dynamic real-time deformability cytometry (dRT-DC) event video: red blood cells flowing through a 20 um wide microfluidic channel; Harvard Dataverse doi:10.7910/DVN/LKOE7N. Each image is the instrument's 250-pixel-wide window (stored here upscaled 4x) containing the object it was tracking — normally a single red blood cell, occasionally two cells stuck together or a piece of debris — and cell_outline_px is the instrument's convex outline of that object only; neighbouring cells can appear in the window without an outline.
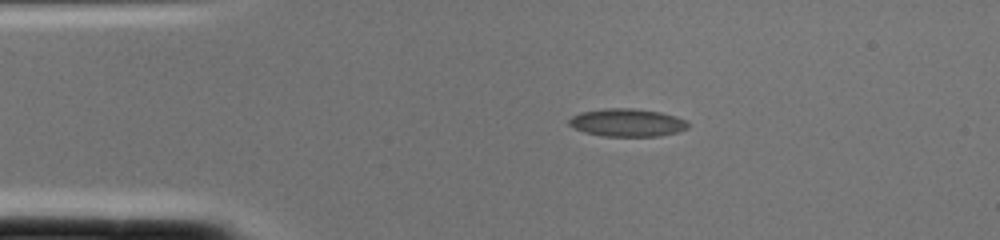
{"species": "common noctule bat (a hibernating species)", "species_latin": "Nyctalus noctula", "temperature_condition": "cold", "stored_images_in_passage": 1, "camera_frame_rate_fps": 3000, "um_per_image_px": 0.085, "animal": {"sex": "female", "body_mass_g": 22.0, "forearm_length_mm": 56.7}, "frame": {"image": 1, "passage_image": 1, "time_ms": 0.0, "image_size_px": [1000, 240], "cell_outline_px": [[688, 128], [680, 132], [660, 136], [604, 136], [584, 132], [572, 128], [568, 124], [568, 120], [572, 116], [580, 112], [604, 108], [632, 108], [660, 112], [676, 116], [684, 120], [688, 124]], "centroid_in_image_um": [53.29, 10.42], "position_along_channel_um": 31.7, "area_um2": 19.48}}